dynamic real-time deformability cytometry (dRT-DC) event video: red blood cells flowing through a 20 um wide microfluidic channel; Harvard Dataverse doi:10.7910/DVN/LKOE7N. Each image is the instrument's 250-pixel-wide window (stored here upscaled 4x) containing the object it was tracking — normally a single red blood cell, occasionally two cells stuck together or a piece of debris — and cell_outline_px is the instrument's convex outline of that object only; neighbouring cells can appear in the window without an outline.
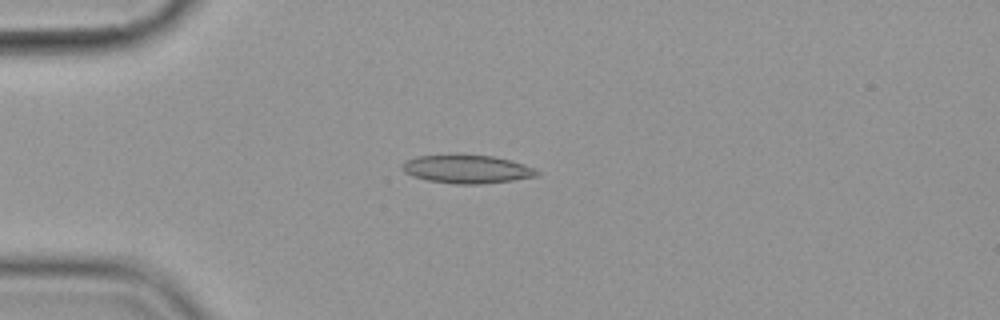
{"species": "common noctule bat (a hibernating species)", "species_latin": "Nyctalus noctula", "temperature_condition": "cold", "stored_images_in_passage": 14, "camera_frame_rate_fps": 3000, "um_per_image_px": 0.085, "animal": {"sex": "female", "body_mass_g": 19.9}, "frame": {"image": 1, "passage_image": 3, "time_ms": 3.0, "image_size_px": [1000, 320], "cell_outline_px": [[540, 176], [512, 180], [480, 184], [456, 184], [428, 180], [412, 176], [404, 172], [400, 168], [404, 160], [416, 156], [456, 152], [492, 156], [524, 164], [540, 172]], "centroid_in_image_um": [39.62, 14.34], "position_along_channel_um": 45.4, "area_um2": 22.95}}
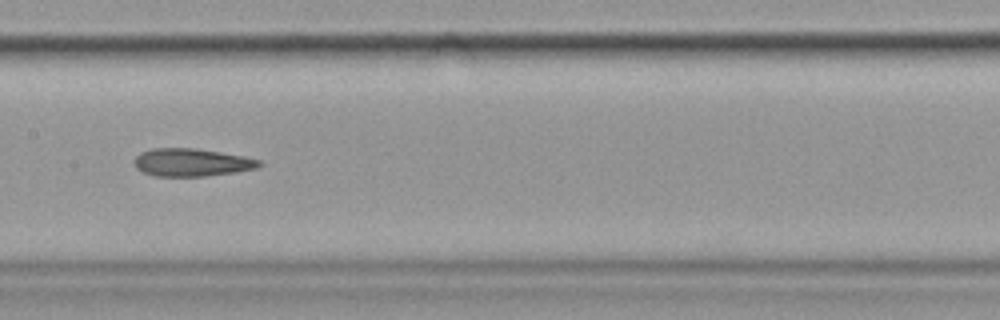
{"frame": {"image": 2, "passage_image": 7, "time_ms": 7.667, "image_size_px": [1000, 320], "cell_outline_px": [[264, 164], [256, 168], [236, 172], [204, 176], [152, 176], [136, 168], [136, 156], [140, 152], [152, 148], [196, 148], [244, 156], [260, 160]], "centroid_in_image_um": [16.31, 13.8], "position_along_channel_um": 191.1, "area_um2": 20.23}}
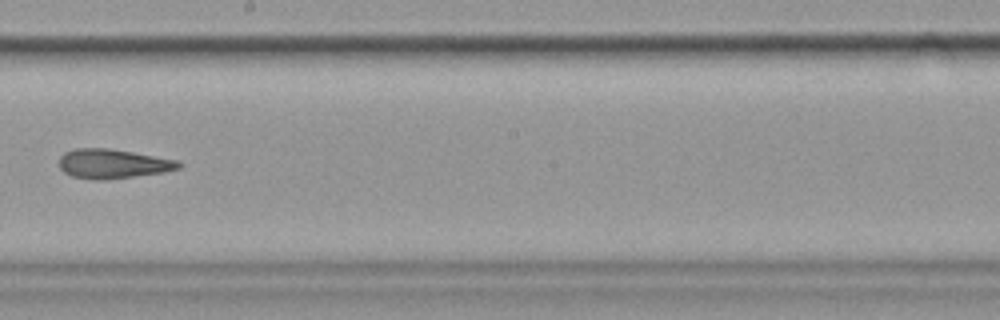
{"frame": {"image": 3, "passage_image": 8, "time_ms": 9.0, "image_size_px": [1000, 320], "cell_outline_px": [[184, 164], [180, 168], [164, 172], [104, 180], [92, 180], [72, 176], [64, 172], [60, 168], [60, 156], [64, 152], [76, 148], [108, 148], [132, 152], [176, 160]], "centroid_in_image_um": [9.58, 13.92], "position_along_channel_um": 238.6, "area_um2": 20.4}, "authors_computed_cell_mechanics": {"area_um2": 20.7502, "velocity_mm_per_s": 3.5892, "shape_relaxation_time_tau1_ms": null, "shape_relaxation_time_tau2_ms": 3.1258, "deformation_change_tau1": null, "deformation_change_tau2": 0.1128}}